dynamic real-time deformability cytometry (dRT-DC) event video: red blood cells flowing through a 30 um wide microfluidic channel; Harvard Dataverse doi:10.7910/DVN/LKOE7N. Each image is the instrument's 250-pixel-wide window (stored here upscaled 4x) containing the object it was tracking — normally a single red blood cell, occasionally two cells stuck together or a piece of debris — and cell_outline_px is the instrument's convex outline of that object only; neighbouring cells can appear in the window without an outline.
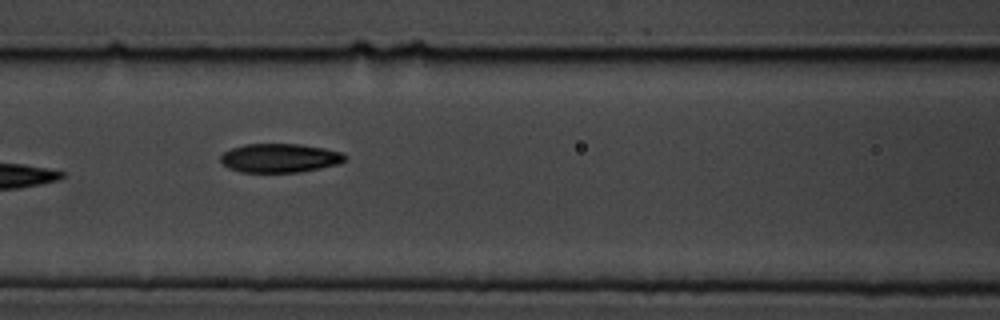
{"species": "common noctule bat (a hibernating species)", "species_latin": "Nyctalus noctula", "temperature_condition": "cold", "stored_images_in_passage": 11, "camera_frame_rate_fps": 3000, "um_per_image_px": 0.085, "animal": {"sex": "male", "body_mass_g": 19.5, "forearm_length_mm": 54.6}, "frame": {"image": 1, "passage_image": 8, "time_ms": 8.0, "image_size_px": [1000, 320], "cell_outline_px": [[348, 156], [340, 164], [300, 172], [240, 172], [228, 168], [220, 160], [220, 156], [224, 152], [232, 148], [244, 144], [296, 144], [324, 148], [344, 152]], "centroid_in_image_um": [23.8, 13.43], "position_along_channel_um": 142.8, "area_um2": 21.04}}
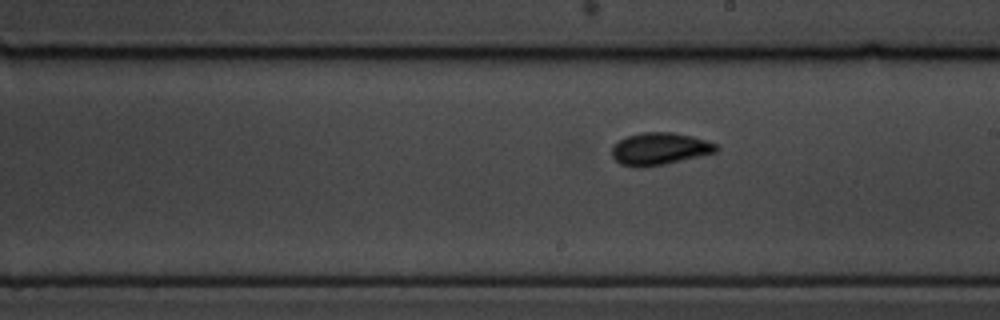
{"frame": {"image": 2, "passage_image": 11, "time_ms": 12.333, "image_size_px": [1000, 320], "cell_outline_px": [[720, 148], [716, 152], [664, 164], [644, 168], [640, 168], [620, 164], [612, 156], [612, 144], [628, 136], [644, 132], [672, 132], [692, 136], [716, 144]], "centroid_in_image_um": [56.04, 12.65], "position_along_channel_um": 233.0, "area_um2": 19.54}}